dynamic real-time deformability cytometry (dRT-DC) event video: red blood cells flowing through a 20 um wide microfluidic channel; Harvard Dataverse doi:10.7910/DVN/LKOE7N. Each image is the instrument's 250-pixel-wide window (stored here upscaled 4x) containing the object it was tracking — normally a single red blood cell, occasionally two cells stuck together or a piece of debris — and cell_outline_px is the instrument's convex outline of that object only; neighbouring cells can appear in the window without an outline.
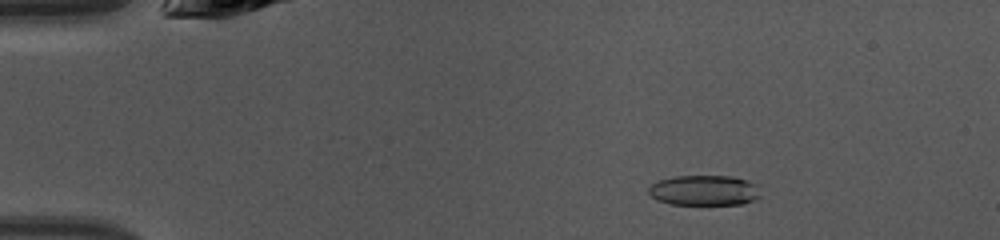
{"species": "common noctule bat (a hibernating species)", "species_latin": "Nyctalus noctula", "temperature_condition": "warm", "stored_images_in_passage": 41, "camera_frame_rate_fps": 3000, "um_per_image_px": 0.085, "animal": {"sex": "female", "body_mass_g": 10.0, "forearm_length_mm": 53.1}, "frame": {"image": 1, "passage_image": 2, "time_ms": 0.333, "image_size_px": [1000, 240], "cell_outline_px": [[760, 196], [756, 200], [744, 204], [672, 204], [656, 200], [648, 192], [648, 188], [652, 184], [660, 180], [676, 176], [732, 176], [756, 184]], "centroid_in_image_um": [59.86, 16.19], "position_along_channel_um": 25.1, "area_um2": 19.65}}
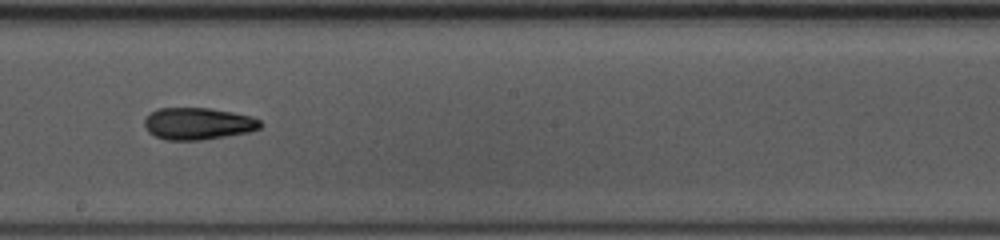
{"frame": {"image": 2, "passage_image": 21, "time_ms": 6.667, "image_size_px": [1000, 240], "cell_outline_px": [[264, 124], [260, 128], [248, 132], [200, 140], [164, 140], [148, 132], [144, 124], [144, 120], [156, 108], [208, 108], [232, 112], [252, 116], [260, 120]], "centroid_in_image_um": [16.84, 10.51], "position_along_channel_um": 231.4, "area_um2": 21.56}}
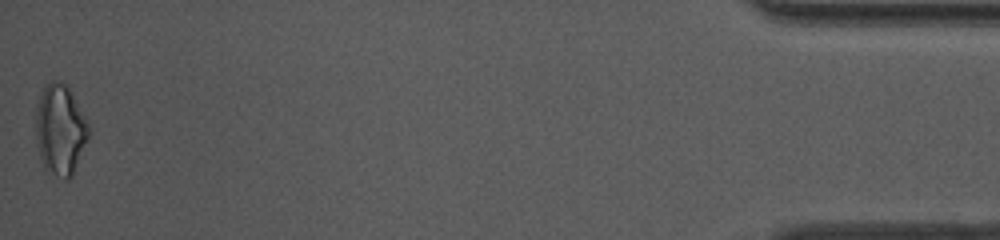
{"frame": {"image": 3, "passage_image": 41, "time_ms": 13.333, "image_size_px": [1000, 240], "cell_outline_px": [[88, 140], [72, 176], [68, 180], [64, 180], [48, 172], [44, 168], [40, 160], [36, 144], [36, 108], [44, 84], [52, 80], [56, 80], [68, 84], [88, 120]], "centroid_in_image_um": [5.12, 11.02], "position_along_channel_um": 430.1, "area_um2": 28.55}, "authors_computed_cell_mechanics": {"area_um2": 21.4438, "velocity_mm_per_s": 4.303, "shape_relaxation_time_tau1_ms": 9.5597, "shape_relaxation_time_tau2_ms": 3.7588, "deformation_change_tau1": 0.2195, "deformation_change_tau2": 0.1284}}